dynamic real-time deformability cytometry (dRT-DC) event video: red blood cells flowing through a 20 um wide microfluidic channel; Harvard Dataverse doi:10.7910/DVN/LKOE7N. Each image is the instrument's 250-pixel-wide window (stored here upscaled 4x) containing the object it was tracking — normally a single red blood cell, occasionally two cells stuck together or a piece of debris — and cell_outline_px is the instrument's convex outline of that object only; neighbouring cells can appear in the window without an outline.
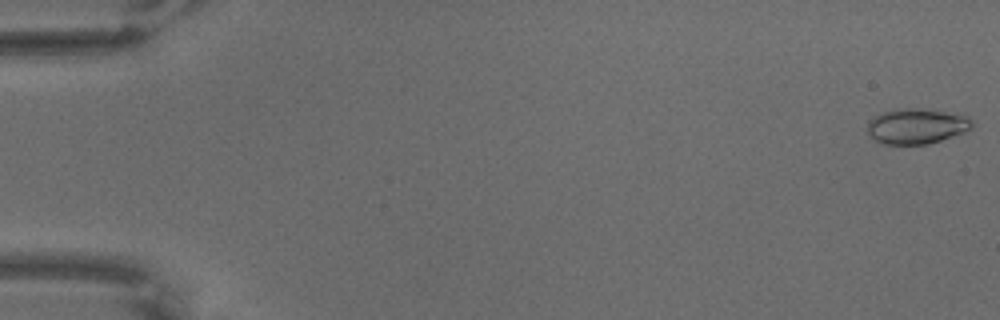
{"species": "common noctule bat (a hibernating species)", "species_latin": "Nyctalus noctula", "temperature_condition": "warm", "stored_images_in_passage": 31, "camera_frame_rate_fps": 3000, "um_per_image_px": 0.085, "animal": {"sex": "male", "body_mass_g": 18.8}, "frame": {"image": 1, "passage_image": 1, "time_ms": 0.0, "image_size_px": [1000, 320], "cell_outline_px": [[972, 128], [964, 132], [928, 144], [884, 144], [876, 140], [868, 132], [868, 120], [872, 116], [880, 112], [896, 108], [928, 108], [960, 112], [972, 116]], "centroid_in_image_um": [77.96, 10.67], "position_along_channel_um": 7.0, "area_um2": 22.25}}
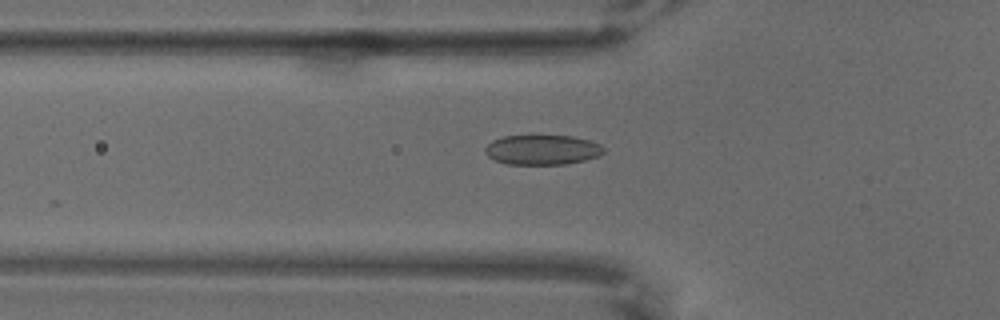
{"frame": {"image": 2, "passage_image": 24, "time_ms": 7.667, "image_size_px": [1000, 320], "cell_outline_px": [[604, 152], [600, 156], [568, 164], [508, 164], [496, 160], [488, 156], [484, 152], [484, 148], [492, 140], [504, 136], [572, 136], [588, 140], [600, 144], [604, 148]], "centroid_in_image_um": [46.1, 12.73], "position_along_channel_um": 79.7, "area_um2": 20.58}}
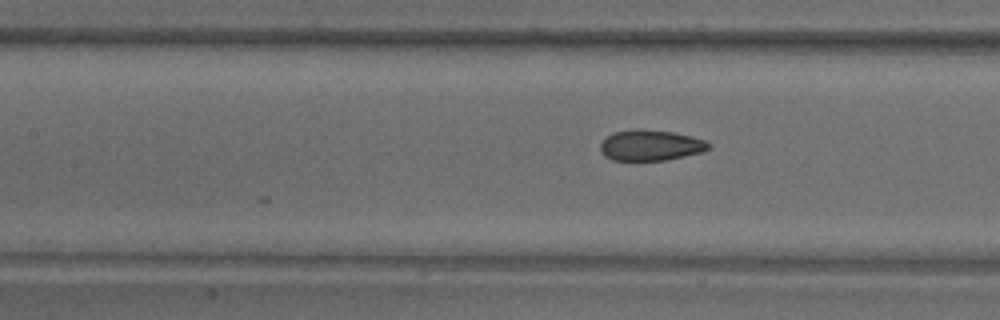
{"frame": {"image": 3, "passage_image": 31, "time_ms": 10.0, "image_size_px": [1000, 320], "cell_outline_px": [[712, 148], [704, 152], [668, 160], [612, 160], [604, 156], [600, 152], [600, 144], [612, 132], [632, 128], [640, 128], [672, 132], [692, 136], [704, 140], [712, 144]], "centroid_in_image_um": [55.32, 12.34], "position_along_channel_um": 152.1, "area_um2": 19.83}}